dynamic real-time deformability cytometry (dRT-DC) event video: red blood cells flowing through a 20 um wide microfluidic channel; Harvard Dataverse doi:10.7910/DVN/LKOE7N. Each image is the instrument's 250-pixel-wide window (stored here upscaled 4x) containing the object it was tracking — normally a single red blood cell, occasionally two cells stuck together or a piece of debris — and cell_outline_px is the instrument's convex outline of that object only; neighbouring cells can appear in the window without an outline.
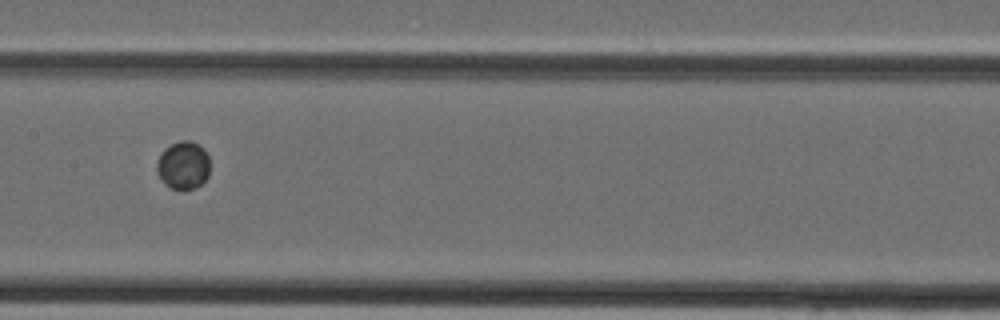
{"species": "Egyptian fruit bat (a non-hibernating species)", "species_latin": "Rousettus aegyptiacus", "temperature_condition": "cold", "stored_images_in_passage": 34, "camera_frame_rate_fps": 3000, "um_per_image_px": 0.085, "animal": {"sex": "female"}, "frame": {"image": 1, "passage_image": 14, "time_ms": 4.333, "image_size_px": [1000, 320], "cell_outline_px": [[208, 176], [196, 188], [184, 192], [180, 192], [168, 188], [160, 180], [156, 172], [156, 164], [160, 152], [164, 148], [180, 140], [188, 140], [204, 148], [208, 156]], "centroid_in_image_um": [15.52, 14.1], "position_along_channel_um": 191.9, "area_um2": 15.32}}
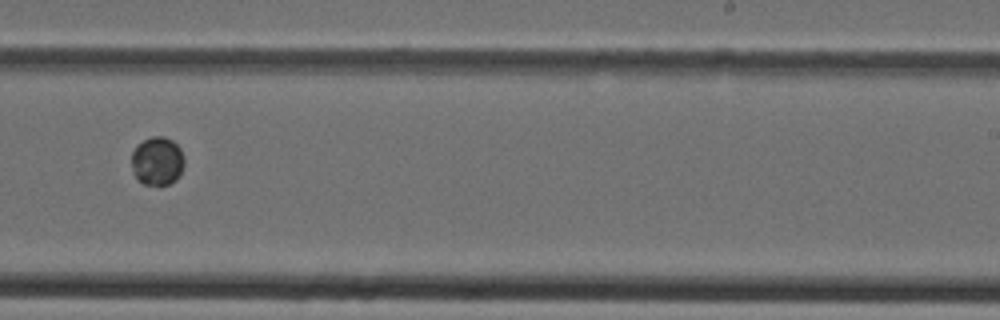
{"frame": {"image": 2, "passage_image": 19, "time_ms": 6.0, "image_size_px": [1000, 320], "cell_outline_px": [[184, 164], [180, 176], [176, 180], [168, 184], [144, 184], [136, 176], [132, 168], [132, 152], [136, 144], [152, 136], [164, 136], [172, 140], [180, 148], [184, 156]], "centroid_in_image_um": [13.39, 13.66], "position_along_channel_um": 275.6, "area_um2": 14.91}}
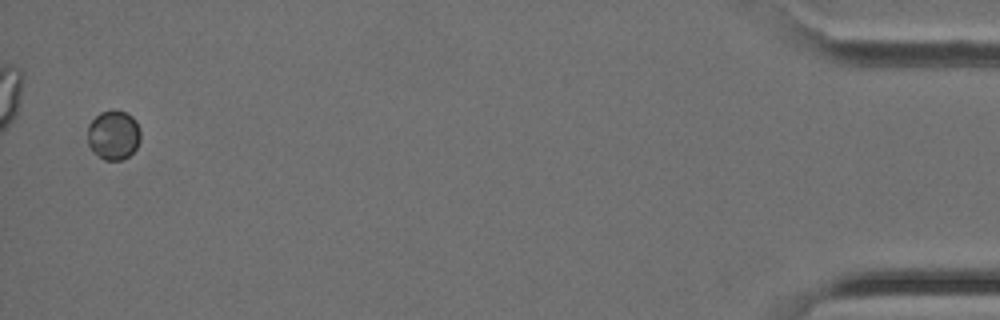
{"frame": {"image": 3, "passage_image": 33, "time_ms": 10.667, "image_size_px": [1000, 320], "cell_outline_px": [[140, 140], [136, 148], [124, 160], [104, 160], [92, 152], [88, 144], [88, 124], [100, 112], [124, 112], [132, 116], [136, 120], [140, 132]], "centroid_in_image_um": [9.64, 11.52], "position_along_channel_um": 425.6, "area_um2": 15.14}}